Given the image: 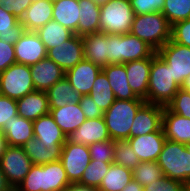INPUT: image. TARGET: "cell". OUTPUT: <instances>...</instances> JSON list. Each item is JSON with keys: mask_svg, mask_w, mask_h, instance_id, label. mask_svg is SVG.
Returning <instances> with one entry per match:
<instances>
[{"mask_svg": "<svg viewBox=\"0 0 190 191\" xmlns=\"http://www.w3.org/2000/svg\"><path fill=\"white\" fill-rule=\"evenodd\" d=\"M70 184L66 171L58 160L42 165L33 164L14 191H61Z\"/></svg>", "mask_w": 190, "mask_h": 191, "instance_id": "obj_1", "label": "cell"}, {"mask_svg": "<svg viewBox=\"0 0 190 191\" xmlns=\"http://www.w3.org/2000/svg\"><path fill=\"white\" fill-rule=\"evenodd\" d=\"M179 89L180 86L173 80V73L169 69V65L155 51L152 54L145 102L165 107L174 98Z\"/></svg>", "mask_w": 190, "mask_h": 191, "instance_id": "obj_2", "label": "cell"}, {"mask_svg": "<svg viewBox=\"0 0 190 191\" xmlns=\"http://www.w3.org/2000/svg\"><path fill=\"white\" fill-rule=\"evenodd\" d=\"M144 99L118 100L106 110L103 118L111 140H128L137 111L145 104Z\"/></svg>", "mask_w": 190, "mask_h": 191, "instance_id": "obj_3", "label": "cell"}, {"mask_svg": "<svg viewBox=\"0 0 190 191\" xmlns=\"http://www.w3.org/2000/svg\"><path fill=\"white\" fill-rule=\"evenodd\" d=\"M172 26L161 12L135 15L130 33L156 52L171 39Z\"/></svg>", "mask_w": 190, "mask_h": 191, "instance_id": "obj_4", "label": "cell"}, {"mask_svg": "<svg viewBox=\"0 0 190 191\" xmlns=\"http://www.w3.org/2000/svg\"><path fill=\"white\" fill-rule=\"evenodd\" d=\"M157 164L166 177L190 184V154L185 144L166 139Z\"/></svg>", "mask_w": 190, "mask_h": 191, "instance_id": "obj_5", "label": "cell"}, {"mask_svg": "<svg viewBox=\"0 0 190 191\" xmlns=\"http://www.w3.org/2000/svg\"><path fill=\"white\" fill-rule=\"evenodd\" d=\"M100 32L124 35L130 33L134 11L130 0H109L100 6Z\"/></svg>", "mask_w": 190, "mask_h": 191, "instance_id": "obj_6", "label": "cell"}, {"mask_svg": "<svg viewBox=\"0 0 190 191\" xmlns=\"http://www.w3.org/2000/svg\"><path fill=\"white\" fill-rule=\"evenodd\" d=\"M33 91L30 66L15 63L0 73V94L18 100Z\"/></svg>", "mask_w": 190, "mask_h": 191, "instance_id": "obj_7", "label": "cell"}, {"mask_svg": "<svg viewBox=\"0 0 190 191\" xmlns=\"http://www.w3.org/2000/svg\"><path fill=\"white\" fill-rule=\"evenodd\" d=\"M32 165L24 148L19 146H7L0 158V168L14 190L23 181Z\"/></svg>", "mask_w": 190, "mask_h": 191, "instance_id": "obj_8", "label": "cell"}, {"mask_svg": "<svg viewBox=\"0 0 190 191\" xmlns=\"http://www.w3.org/2000/svg\"><path fill=\"white\" fill-rule=\"evenodd\" d=\"M60 161L69 182L78 183L91 161L89 147L66 140L62 147Z\"/></svg>", "mask_w": 190, "mask_h": 191, "instance_id": "obj_9", "label": "cell"}, {"mask_svg": "<svg viewBox=\"0 0 190 191\" xmlns=\"http://www.w3.org/2000/svg\"><path fill=\"white\" fill-rule=\"evenodd\" d=\"M157 53L169 65L173 80L181 87L190 75V47L175 43L170 39Z\"/></svg>", "mask_w": 190, "mask_h": 191, "instance_id": "obj_10", "label": "cell"}, {"mask_svg": "<svg viewBox=\"0 0 190 191\" xmlns=\"http://www.w3.org/2000/svg\"><path fill=\"white\" fill-rule=\"evenodd\" d=\"M47 58L54 61L64 72L73 68L84 59L82 36L74 34L69 40L64 41L61 46L47 50Z\"/></svg>", "mask_w": 190, "mask_h": 191, "instance_id": "obj_11", "label": "cell"}, {"mask_svg": "<svg viewBox=\"0 0 190 191\" xmlns=\"http://www.w3.org/2000/svg\"><path fill=\"white\" fill-rule=\"evenodd\" d=\"M16 63L28 66L47 57L45 45L34 31H25L14 44Z\"/></svg>", "mask_w": 190, "mask_h": 191, "instance_id": "obj_12", "label": "cell"}, {"mask_svg": "<svg viewBox=\"0 0 190 191\" xmlns=\"http://www.w3.org/2000/svg\"><path fill=\"white\" fill-rule=\"evenodd\" d=\"M163 111L161 105L145 103L133 120L130 138L159 131L162 128Z\"/></svg>", "mask_w": 190, "mask_h": 191, "instance_id": "obj_13", "label": "cell"}, {"mask_svg": "<svg viewBox=\"0 0 190 191\" xmlns=\"http://www.w3.org/2000/svg\"><path fill=\"white\" fill-rule=\"evenodd\" d=\"M101 70L100 66L83 59L76 66L65 72V78L75 91L81 95H88Z\"/></svg>", "mask_w": 190, "mask_h": 191, "instance_id": "obj_14", "label": "cell"}, {"mask_svg": "<svg viewBox=\"0 0 190 191\" xmlns=\"http://www.w3.org/2000/svg\"><path fill=\"white\" fill-rule=\"evenodd\" d=\"M127 141L141 162L157 161L166 137L163 128H161L150 134L131 137Z\"/></svg>", "mask_w": 190, "mask_h": 191, "instance_id": "obj_15", "label": "cell"}, {"mask_svg": "<svg viewBox=\"0 0 190 191\" xmlns=\"http://www.w3.org/2000/svg\"><path fill=\"white\" fill-rule=\"evenodd\" d=\"M75 144L91 145L96 142L111 140L103 117L86 119L67 137Z\"/></svg>", "mask_w": 190, "mask_h": 191, "instance_id": "obj_16", "label": "cell"}, {"mask_svg": "<svg viewBox=\"0 0 190 191\" xmlns=\"http://www.w3.org/2000/svg\"><path fill=\"white\" fill-rule=\"evenodd\" d=\"M35 90L47 91L65 77L64 70L49 58L30 66Z\"/></svg>", "mask_w": 190, "mask_h": 191, "instance_id": "obj_17", "label": "cell"}, {"mask_svg": "<svg viewBox=\"0 0 190 191\" xmlns=\"http://www.w3.org/2000/svg\"><path fill=\"white\" fill-rule=\"evenodd\" d=\"M151 63L152 55L149 58L124 63L129 86L137 97L144 100L147 98Z\"/></svg>", "mask_w": 190, "mask_h": 191, "instance_id": "obj_18", "label": "cell"}, {"mask_svg": "<svg viewBox=\"0 0 190 191\" xmlns=\"http://www.w3.org/2000/svg\"><path fill=\"white\" fill-rule=\"evenodd\" d=\"M162 128L167 140L185 144L190 142V119L164 107Z\"/></svg>", "mask_w": 190, "mask_h": 191, "instance_id": "obj_19", "label": "cell"}, {"mask_svg": "<svg viewBox=\"0 0 190 191\" xmlns=\"http://www.w3.org/2000/svg\"><path fill=\"white\" fill-rule=\"evenodd\" d=\"M16 103L18 115L31 121L50 113L46 91L35 90L16 100Z\"/></svg>", "mask_w": 190, "mask_h": 191, "instance_id": "obj_20", "label": "cell"}, {"mask_svg": "<svg viewBox=\"0 0 190 191\" xmlns=\"http://www.w3.org/2000/svg\"><path fill=\"white\" fill-rule=\"evenodd\" d=\"M65 143H47L33 137L22 147L33 164H46L60 160Z\"/></svg>", "mask_w": 190, "mask_h": 191, "instance_id": "obj_21", "label": "cell"}, {"mask_svg": "<svg viewBox=\"0 0 190 191\" xmlns=\"http://www.w3.org/2000/svg\"><path fill=\"white\" fill-rule=\"evenodd\" d=\"M84 59L100 66H107L109 34L103 32L82 36Z\"/></svg>", "mask_w": 190, "mask_h": 191, "instance_id": "obj_22", "label": "cell"}, {"mask_svg": "<svg viewBox=\"0 0 190 191\" xmlns=\"http://www.w3.org/2000/svg\"><path fill=\"white\" fill-rule=\"evenodd\" d=\"M53 18V3L49 0H33L31 6L24 12L20 23L25 31H36Z\"/></svg>", "mask_w": 190, "mask_h": 191, "instance_id": "obj_23", "label": "cell"}, {"mask_svg": "<svg viewBox=\"0 0 190 191\" xmlns=\"http://www.w3.org/2000/svg\"><path fill=\"white\" fill-rule=\"evenodd\" d=\"M109 80L114 96L118 100L142 99L137 97L129 86L124 64H109L102 68Z\"/></svg>", "mask_w": 190, "mask_h": 191, "instance_id": "obj_24", "label": "cell"}, {"mask_svg": "<svg viewBox=\"0 0 190 191\" xmlns=\"http://www.w3.org/2000/svg\"><path fill=\"white\" fill-rule=\"evenodd\" d=\"M50 114L67 137L86 120L79 103H70L59 108H50Z\"/></svg>", "mask_w": 190, "mask_h": 191, "instance_id": "obj_25", "label": "cell"}, {"mask_svg": "<svg viewBox=\"0 0 190 191\" xmlns=\"http://www.w3.org/2000/svg\"><path fill=\"white\" fill-rule=\"evenodd\" d=\"M0 131L5 136L8 146L22 147L34 137L33 121L19 115L12 117Z\"/></svg>", "mask_w": 190, "mask_h": 191, "instance_id": "obj_26", "label": "cell"}, {"mask_svg": "<svg viewBox=\"0 0 190 191\" xmlns=\"http://www.w3.org/2000/svg\"><path fill=\"white\" fill-rule=\"evenodd\" d=\"M80 19L78 0H58L53 2V18L65 28L76 34Z\"/></svg>", "mask_w": 190, "mask_h": 191, "instance_id": "obj_27", "label": "cell"}, {"mask_svg": "<svg viewBox=\"0 0 190 191\" xmlns=\"http://www.w3.org/2000/svg\"><path fill=\"white\" fill-rule=\"evenodd\" d=\"M80 6V19L76 34L84 36L100 32V6L91 0H78Z\"/></svg>", "mask_w": 190, "mask_h": 191, "instance_id": "obj_28", "label": "cell"}, {"mask_svg": "<svg viewBox=\"0 0 190 191\" xmlns=\"http://www.w3.org/2000/svg\"><path fill=\"white\" fill-rule=\"evenodd\" d=\"M155 50L137 36L127 33L121 35V64L149 58Z\"/></svg>", "mask_w": 190, "mask_h": 191, "instance_id": "obj_29", "label": "cell"}, {"mask_svg": "<svg viewBox=\"0 0 190 191\" xmlns=\"http://www.w3.org/2000/svg\"><path fill=\"white\" fill-rule=\"evenodd\" d=\"M34 137L47 143H65L67 136L48 113L33 121Z\"/></svg>", "mask_w": 190, "mask_h": 191, "instance_id": "obj_30", "label": "cell"}, {"mask_svg": "<svg viewBox=\"0 0 190 191\" xmlns=\"http://www.w3.org/2000/svg\"><path fill=\"white\" fill-rule=\"evenodd\" d=\"M46 93L49 108H59L66 104L79 103L82 97L65 77L49 88Z\"/></svg>", "mask_w": 190, "mask_h": 191, "instance_id": "obj_31", "label": "cell"}, {"mask_svg": "<svg viewBox=\"0 0 190 191\" xmlns=\"http://www.w3.org/2000/svg\"><path fill=\"white\" fill-rule=\"evenodd\" d=\"M35 33L39 36L46 50L61 46L64 41L69 40L74 33L58 22L51 20L46 25L38 28Z\"/></svg>", "mask_w": 190, "mask_h": 191, "instance_id": "obj_32", "label": "cell"}, {"mask_svg": "<svg viewBox=\"0 0 190 191\" xmlns=\"http://www.w3.org/2000/svg\"><path fill=\"white\" fill-rule=\"evenodd\" d=\"M132 170L111 163L109 170L103 177L98 191H121L133 178Z\"/></svg>", "mask_w": 190, "mask_h": 191, "instance_id": "obj_33", "label": "cell"}, {"mask_svg": "<svg viewBox=\"0 0 190 191\" xmlns=\"http://www.w3.org/2000/svg\"><path fill=\"white\" fill-rule=\"evenodd\" d=\"M25 32L20 20L0 7V41L15 44Z\"/></svg>", "mask_w": 190, "mask_h": 191, "instance_id": "obj_34", "label": "cell"}, {"mask_svg": "<svg viewBox=\"0 0 190 191\" xmlns=\"http://www.w3.org/2000/svg\"><path fill=\"white\" fill-rule=\"evenodd\" d=\"M88 95L93 98L96 105L99 106L104 112L108 110L116 100L109 80L102 70L97 75L91 92Z\"/></svg>", "mask_w": 190, "mask_h": 191, "instance_id": "obj_35", "label": "cell"}, {"mask_svg": "<svg viewBox=\"0 0 190 191\" xmlns=\"http://www.w3.org/2000/svg\"><path fill=\"white\" fill-rule=\"evenodd\" d=\"M111 163L113 161L91 160L78 183L98 189Z\"/></svg>", "mask_w": 190, "mask_h": 191, "instance_id": "obj_36", "label": "cell"}, {"mask_svg": "<svg viewBox=\"0 0 190 191\" xmlns=\"http://www.w3.org/2000/svg\"><path fill=\"white\" fill-rule=\"evenodd\" d=\"M133 179L142 187L157 181L164 176L162 168L157 164V161H144L132 171Z\"/></svg>", "mask_w": 190, "mask_h": 191, "instance_id": "obj_37", "label": "cell"}, {"mask_svg": "<svg viewBox=\"0 0 190 191\" xmlns=\"http://www.w3.org/2000/svg\"><path fill=\"white\" fill-rule=\"evenodd\" d=\"M140 162L127 140H114L113 163L133 171Z\"/></svg>", "mask_w": 190, "mask_h": 191, "instance_id": "obj_38", "label": "cell"}, {"mask_svg": "<svg viewBox=\"0 0 190 191\" xmlns=\"http://www.w3.org/2000/svg\"><path fill=\"white\" fill-rule=\"evenodd\" d=\"M163 16L170 25L190 18V0H165Z\"/></svg>", "mask_w": 190, "mask_h": 191, "instance_id": "obj_39", "label": "cell"}, {"mask_svg": "<svg viewBox=\"0 0 190 191\" xmlns=\"http://www.w3.org/2000/svg\"><path fill=\"white\" fill-rule=\"evenodd\" d=\"M166 107L171 112L190 119V92L180 88Z\"/></svg>", "mask_w": 190, "mask_h": 191, "instance_id": "obj_40", "label": "cell"}, {"mask_svg": "<svg viewBox=\"0 0 190 191\" xmlns=\"http://www.w3.org/2000/svg\"><path fill=\"white\" fill-rule=\"evenodd\" d=\"M91 160L113 161L114 157V141L106 140L96 142L88 146Z\"/></svg>", "mask_w": 190, "mask_h": 191, "instance_id": "obj_41", "label": "cell"}, {"mask_svg": "<svg viewBox=\"0 0 190 191\" xmlns=\"http://www.w3.org/2000/svg\"><path fill=\"white\" fill-rule=\"evenodd\" d=\"M143 191H187V185L164 175L157 181L143 187Z\"/></svg>", "mask_w": 190, "mask_h": 191, "instance_id": "obj_42", "label": "cell"}, {"mask_svg": "<svg viewBox=\"0 0 190 191\" xmlns=\"http://www.w3.org/2000/svg\"><path fill=\"white\" fill-rule=\"evenodd\" d=\"M171 40L175 43L190 47V18L172 25Z\"/></svg>", "mask_w": 190, "mask_h": 191, "instance_id": "obj_43", "label": "cell"}, {"mask_svg": "<svg viewBox=\"0 0 190 191\" xmlns=\"http://www.w3.org/2000/svg\"><path fill=\"white\" fill-rule=\"evenodd\" d=\"M135 15L162 12L165 0H130Z\"/></svg>", "mask_w": 190, "mask_h": 191, "instance_id": "obj_44", "label": "cell"}, {"mask_svg": "<svg viewBox=\"0 0 190 191\" xmlns=\"http://www.w3.org/2000/svg\"><path fill=\"white\" fill-rule=\"evenodd\" d=\"M18 115L16 100L0 94V130Z\"/></svg>", "mask_w": 190, "mask_h": 191, "instance_id": "obj_45", "label": "cell"}, {"mask_svg": "<svg viewBox=\"0 0 190 191\" xmlns=\"http://www.w3.org/2000/svg\"><path fill=\"white\" fill-rule=\"evenodd\" d=\"M32 2L33 0H0V7L12 13L20 20Z\"/></svg>", "mask_w": 190, "mask_h": 191, "instance_id": "obj_46", "label": "cell"}, {"mask_svg": "<svg viewBox=\"0 0 190 191\" xmlns=\"http://www.w3.org/2000/svg\"><path fill=\"white\" fill-rule=\"evenodd\" d=\"M121 64V35L109 34L107 65Z\"/></svg>", "mask_w": 190, "mask_h": 191, "instance_id": "obj_47", "label": "cell"}, {"mask_svg": "<svg viewBox=\"0 0 190 191\" xmlns=\"http://www.w3.org/2000/svg\"><path fill=\"white\" fill-rule=\"evenodd\" d=\"M79 106L83 111L86 119L103 117L104 111L96 105L93 98L89 95H82Z\"/></svg>", "mask_w": 190, "mask_h": 191, "instance_id": "obj_48", "label": "cell"}, {"mask_svg": "<svg viewBox=\"0 0 190 191\" xmlns=\"http://www.w3.org/2000/svg\"><path fill=\"white\" fill-rule=\"evenodd\" d=\"M15 63L14 44L0 41V73Z\"/></svg>", "mask_w": 190, "mask_h": 191, "instance_id": "obj_49", "label": "cell"}, {"mask_svg": "<svg viewBox=\"0 0 190 191\" xmlns=\"http://www.w3.org/2000/svg\"><path fill=\"white\" fill-rule=\"evenodd\" d=\"M69 191H98V189L90 187L88 185H83L80 183H71L68 188Z\"/></svg>", "mask_w": 190, "mask_h": 191, "instance_id": "obj_50", "label": "cell"}, {"mask_svg": "<svg viewBox=\"0 0 190 191\" xmlns=\"http://www.w3.org/2000/svg\"><path fill=\"white\" fill-rule=\"evenodd\" d=\"M0 191H14L0 168Z\"/></svg>", "mask_w": 190, "mask_h": 191, "instance_id": "obj_51", "label": "cell"}, {"mask_svg": "<svg viewBox=\"0 0 190 191\" xmlns=\"http://www.w3.org/2000/svg\"><path fill=\"white\" fill-rule=\"evenodd\" d=\"M121 191H143V187L132 178Z\"/></svg>", "mask_w": 190, "mask_h": 191, "instance_id": "obj_52", "label": "cell"}, {"mask_svg": "<svg viewBox=\"0 0 190 191\" xmlns=\"http://www.w3.org/2000/svg\"><path fill=\"white\" fill-rule=\"evenodd\" d=\"M7 142H6V138L3 135V133L0 131V158L3 155V153L5 152V149L7 147Z\"/></svg>", "mask_w": 190, "mask_h": 191, "instance_id": "obj_53", "label": "cell"}, {"mask_svg": "<svg viewBox=\"0 0 190 191\" xmlns=\"http://www.w3.org/2000/svg\"><path fill=\"white\" fill-rule=\"evenodd\" d=\"M180 88L190 92V75L184 80Z\"/></svg>", "mask_w": 190, "mask_h": 191, "instance_id": "obj_54", "label": "cell"}, {"mask_svg": "<svg viewBox=\"0 0 190 191\" xmlns=\"http://www.w3.org/2000/svg\"><path fill=\"white\" fill-rule=\"evenodd\" d=\"M91 1H93L95 4H97L99 6H102L105 3H107L109 0H91Z\"/></svg>", "mask_w": 190, "mask_h": 191, "instance_id": "obj_55", "label": "cell"}, {"mask_svg": "<svg viewBox=\"0 0 190 191\" xmlns=\"http://www.w3.org/2000/svg\"><path fill=\"white\" fill-rule=\"evenodd\" d=\"M186 148L188 150V153L190 154V142L186 145Z\"/></svg>", "mask_w": 190, "mask_h": 191, "instance_id": "obj_56", "label": "cell"}, {"mask_svg": "<svg viewBox=\"0 0 190 191\" xmlns=\"http://www.w3.org/2000/svg\"><path fill=\"white\" fill-rule=\"evenodd\" d=\"M187 191H190V184L187 185Z\"/></svg>", "mask_w": 190, "mask_h": 191, "instance_id": "obj_57", "label": "cell"}, {"mask_svg": "<svg viewBox=\"0 0 190 191\" xmlns=\"http://www.w3.org/2000/svg\"><path fill=\"white\" fill-rule=\"evenodd\" d=\"M49 1L53 3V2H56V1H58V0H49Z\"/></svg>", "mask_w": 190, "mask_h": 191, "instance_id": "obj_58", "label": "cell"}]
</instances>
